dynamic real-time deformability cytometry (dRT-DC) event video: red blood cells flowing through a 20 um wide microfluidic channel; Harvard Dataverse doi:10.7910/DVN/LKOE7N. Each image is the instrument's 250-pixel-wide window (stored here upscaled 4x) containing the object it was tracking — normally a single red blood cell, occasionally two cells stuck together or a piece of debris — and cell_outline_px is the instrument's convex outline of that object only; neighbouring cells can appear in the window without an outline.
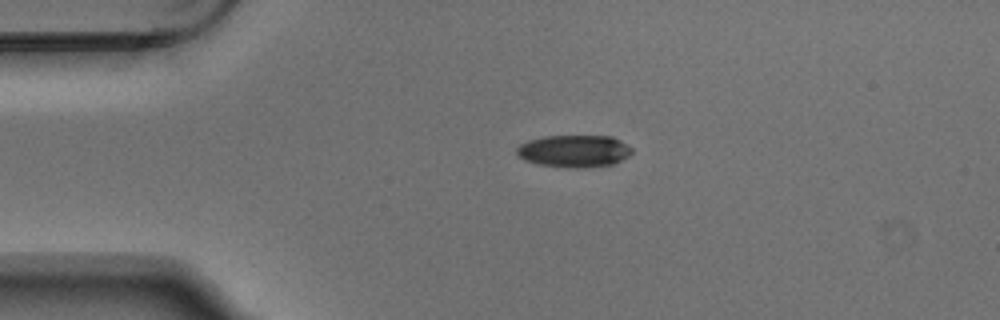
{"species": "Egyptian fruit bat (a non-hibernating species)", "species_latin": "Rousettus aegyptiacus", "temperature_condition": "warm", "stored_images_in_passage": 2, "camera_frame_rate_fps": 3000, "um_per_image_px": 0.085, "animal": {"sex": "male"}, "frame": {"image": 1, "passage_image": 1, "time_ms": 0.0, "image_size_px": [1000, 320], "cell_outline_px": [[632, 152], [628, 156], [616, 164], [580, 168], [576, 168], [540, 164], [524, 160], [516, 156], [516, 148], [520, 144], [528, 140], [544, 136], [612, 136], [628, 144], [632, 148]], "centroid_in_image_um": [48.81, 12.83], "position_along_channel_um": 36.2, "area_um2": 21.79}}